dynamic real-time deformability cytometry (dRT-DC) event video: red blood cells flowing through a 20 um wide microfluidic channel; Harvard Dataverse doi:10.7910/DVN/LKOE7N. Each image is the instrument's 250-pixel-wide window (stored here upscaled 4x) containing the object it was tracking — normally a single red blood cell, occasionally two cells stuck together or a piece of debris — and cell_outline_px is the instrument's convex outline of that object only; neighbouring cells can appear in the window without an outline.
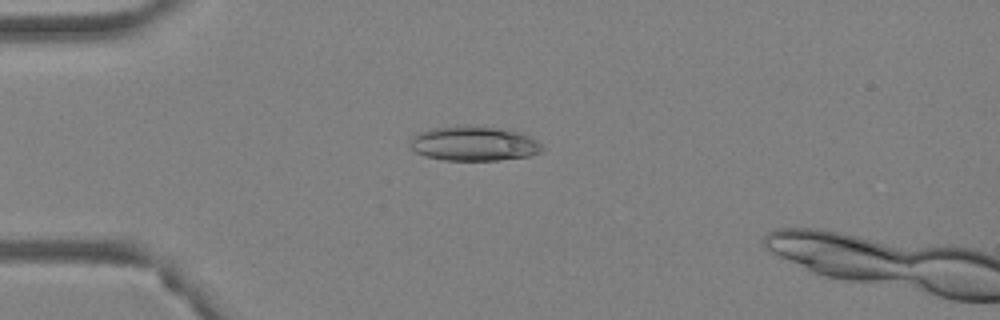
{"species": "Egyptian fruit bat (a non-hibernating species)", "species_latin": "Rousettus aegyptiacus", "temperature_condition": "warm", "stored_images_in_passage": 52, "camera_frame_rate_fps": 3000, "um_per_image_px": 0.085, "animal": {"sex": "female"}, "frame": {"image": 1, "passage_image": 15, "time_ms": 4.667, "image_size_px": [1000, 320], "cell_outline_px": [[544, 148], [540, 152], [528, 156], [496, 160], [444, 160], [424, 156], [416, 152], [408, 144], [412, 136], [420, 132], [432, 128], [496, 128], [516, 132], [528, 136], [544, 144]], "centroid_in_image_um": [40.27, 12.25], "position_along_channel_um": 44.7, "area_um2": 25.78}}
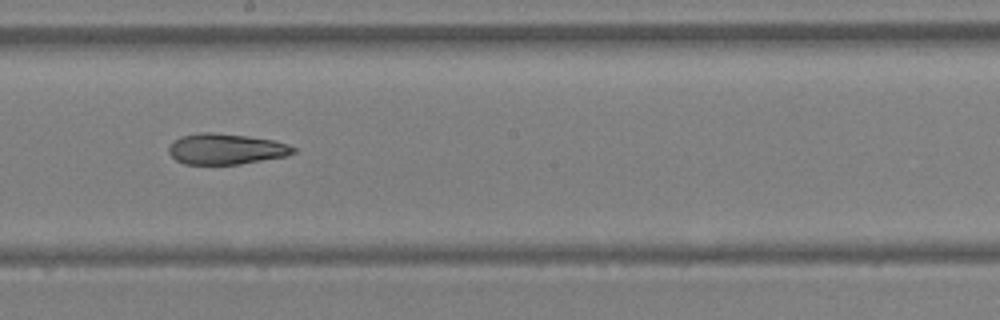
{"frame": {"image": 2, "passage_image": 31, "time_ms": 10.0, "image_size_px": [1000, 320], "cell_outline_px": [[296, 152], [288, 156], [240, 164], [184, 164], [176, 160], [168, 152], [168, 148], [172, 140], [180, 136], [200, 132], [212, 132], [244, 136], [272, 140], [288, 144], [296, 148]], "centroid_in_image_um": [19.19, 12.67], "position_along_channel_um": 229.0, "area_um2": 22.43}}
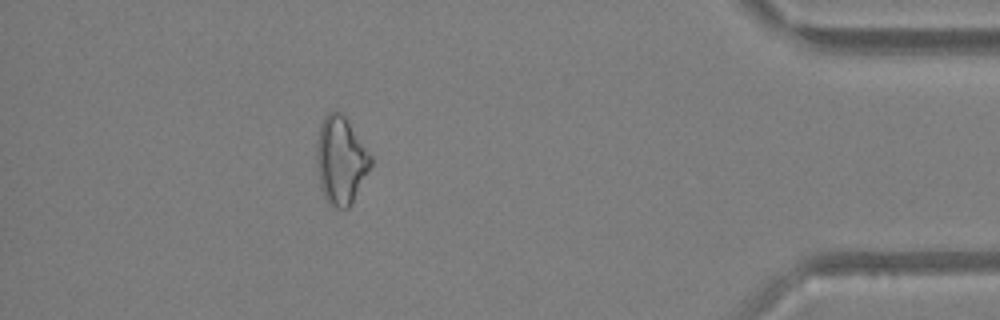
{"frame": {"image": 3, "passage_image": 48, "time_ms": 15.667, "image_size_px": [1000, 320], "cell_outline_px": [[372, 164], [348, 208], [336, 208], [328, 204], [324, 196], [320, 184], [316, 164], [316, 144], [320, 124], [324, 116], [328, 112], [336, 108], [344, 116], [372, 156]], "centroid_in_image_um": [28.94, 13.6], "position_along_channel_um": 406.3, "area_um2": 27.51}}